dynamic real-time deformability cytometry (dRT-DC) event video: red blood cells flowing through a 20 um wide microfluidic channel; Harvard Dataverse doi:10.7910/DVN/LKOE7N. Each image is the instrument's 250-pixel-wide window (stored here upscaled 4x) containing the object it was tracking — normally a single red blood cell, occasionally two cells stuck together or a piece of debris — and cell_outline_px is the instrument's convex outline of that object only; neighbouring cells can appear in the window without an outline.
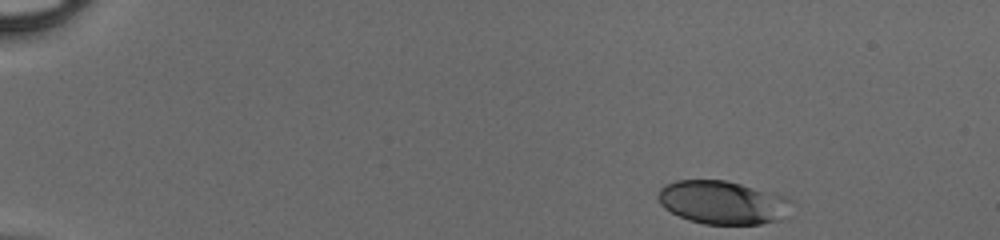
{"species": "human", "species_latin": "Homo sapiens", "temperature_condition": "cold", "stored_images_in_passage": 43, "camera_frame_rate_fps": 3000, "um_per_image_px": 0.085, "donor": {"sex": "male"}, "frame": {"image": 1, "passage_image": 1, "time_ms": 0.0, "image_size_px": [1000, 240], "cell_outline_px": [[792, 200], [788, 216], [780, 220], [760, 224], [704, 224], [688, 220], [664, 208], [660, 204], [656, 196], [660, 188], [664, 184], [676, 180], [724, 180], [740, 184], [784, 196]], "centroid_in_image_um": [61.4, 17.21], "position_along_channel_um": 23.6, "area_um2": 33.81}}
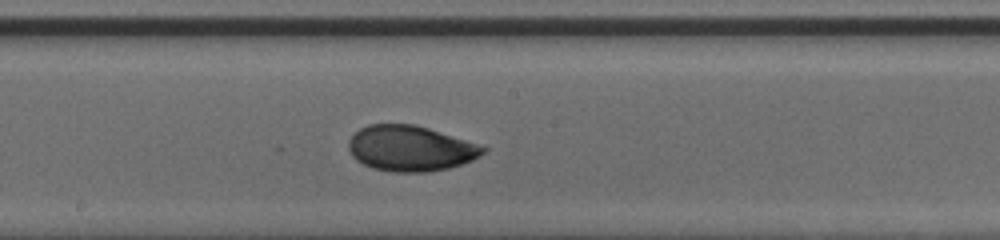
{"frame": {"image": 2, "passage_image": 23, "time_ms": 7.333, "image_size_px": [1000, 240], "cell_outline_px": [[488, 148], [480, 156], [472, 160], [448, 168], [424, 172], [392, 172], [372, 168], [356, 160], [352, 156], [348, 148], [348, 140], [360, 128], [368, 124], [416, 124]], "centroid_in_image_um": [34.84, 12.61], "position_along_channel_um": 213.4, "area_um2": 35.43}}
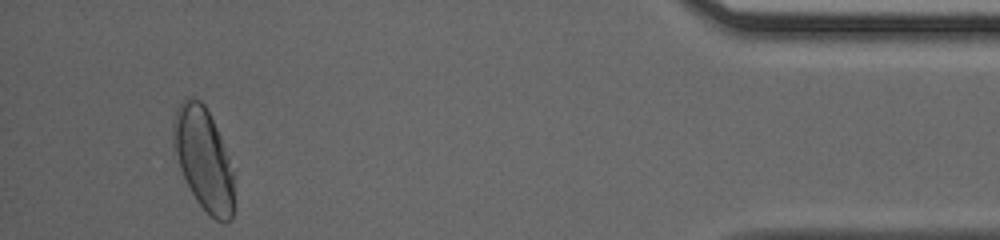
{"frame": {"image": 3, "passage_image": 41, "time_ms": 13.333, "image_size_px": [1000, 240], "cell_outline_px": [[232, 220], [224, 224], [216, 220], [196, 200], [172, 152], [172, 124], [176, 112], [180, 104], [188, 96], [200, 100], [204, 104], [220, 136], [228, 156], [232, 172]], "centroid_in_image_um": [17.26, 13.49], "position_along_channel_um": 417.9, "area_um2": 35.72}}